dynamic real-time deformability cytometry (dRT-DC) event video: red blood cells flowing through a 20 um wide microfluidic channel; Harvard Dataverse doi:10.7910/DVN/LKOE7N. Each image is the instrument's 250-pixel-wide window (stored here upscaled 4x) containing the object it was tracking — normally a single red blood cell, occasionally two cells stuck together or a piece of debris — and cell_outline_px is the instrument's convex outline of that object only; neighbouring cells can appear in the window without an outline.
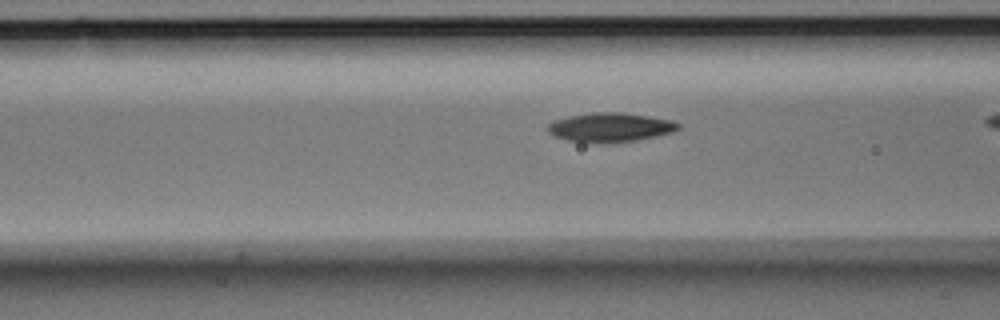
{"species": "Egyptian fruit bat (a non-hibernating species)", "species_latin": "Rousettus aegyptiacus", "temperature_condition": "room temperature", "stored_images_in_passage": 35, "camera_frame_rate_fps": 3000, "um_per_image_px": 0.085, "animal": {"sex": "male"}, "frame": {"image": 1, "passage_image": 14, "time_ms": 4.333, "image_size_px": [1000, 320], "cell_outline_px": [[680, 128], [672, 132], [636, 140], [608, 144], [584, 144], [552, 136], [548, 132], [548, 124], [552, 120], [568, 116], [592, 112], [624, 112], [672, 120], [680, 124]], "centroid_in_image_um": [51.8, 10.84], "position_along_channel_um": 114.8, "area_um2": 22.72}}
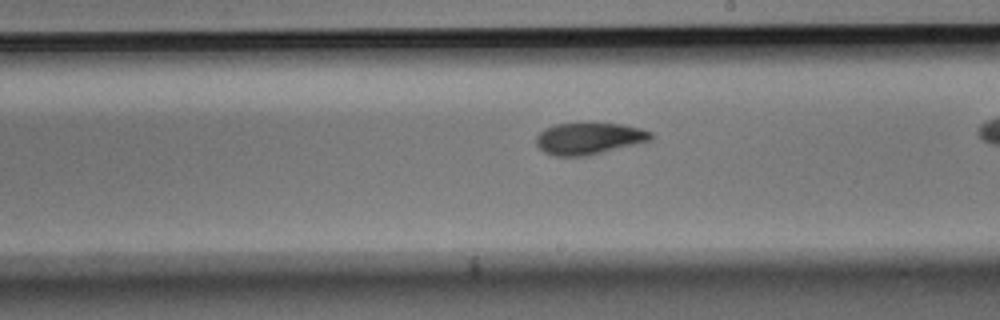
{"frame": {"image": 2, "passage_image": 24, "time_ms": 7.667, "image_size_px": [1000, 320], "cell_outline_px": [[652, 140], [588, 156], [552, 156], [544, 152], [536, 144], [536, 136], [544, 128], [556, 124], [596, 120], [624, 124], [640, 128], [652, 132]], "centroid_in_image_um": [50.07, 11.73], "position_along_channel_um": 238.9, "area_um2": 22.14}}
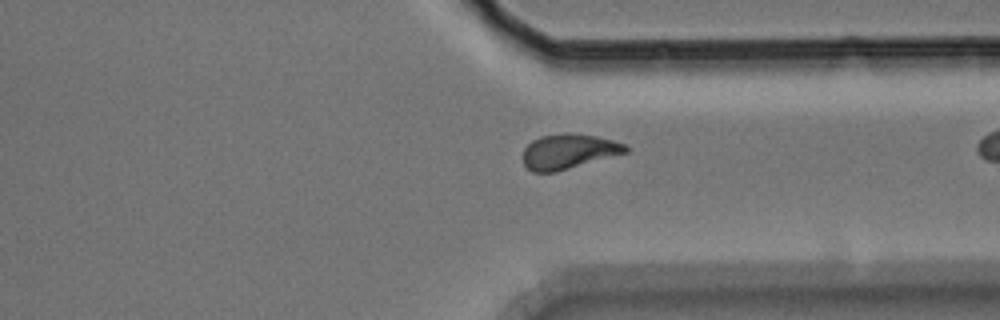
{"frame": {"image": 3, "passage_image": 34, "time_ms": 11.0, "image_size_px": [1000, 320], "cell_outline_px": [[628, 152], [556, 172], [532, 172], [524, 164], [524, 148], [532, 140], [540, 136], [564, 132], [572, 132], [596, 136], [612, 140], [624, 144], [628, 148]], "centroid_in_image_um": [48.32, 12.86], "position_along_channel_um": 363.1, "area_um2": 20.92}}